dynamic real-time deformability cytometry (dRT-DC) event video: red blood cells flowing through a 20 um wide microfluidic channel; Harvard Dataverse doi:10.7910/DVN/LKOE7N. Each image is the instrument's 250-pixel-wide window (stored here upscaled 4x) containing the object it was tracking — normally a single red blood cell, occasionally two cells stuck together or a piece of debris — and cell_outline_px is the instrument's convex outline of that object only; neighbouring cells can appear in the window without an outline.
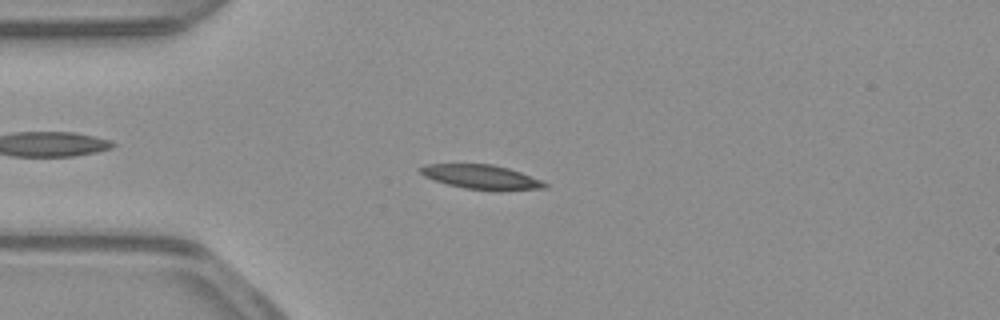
{"species": "common noctule bat (a hibernating species)", "species_latin": "Nyctalus noctula", "temperature_condition": "warm", "stored_images_in_passage": 47, "camera_frame_rate_fps": 3000, "um_per_image_px": 0.085, "animal": {"sex": "male", "body_mass_g": 23.1, "forearm_length_mm": 52.7}, "frame": {"image": 1, "passage_image": 8, "time_ms": 2.333, "image_size_px": [1000, 320], "cell_outline_px": [[548, 188], [500, 192], [492, 192], [464, 188], [448, 184], [424, 176], [420, 172], [420, 168], [424, 164], [492, 164], [508, 168], [520, 172], [540, 180], [548, 184]], "centroid_in_image_um": [40.97, 15.07], "position_along_channel_um": 44.0, "area_um2": 17.92}}
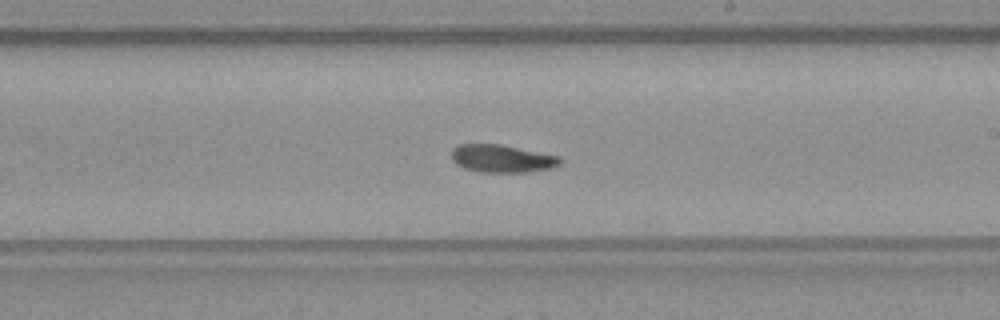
{"frame": {"image": 2, "passage_image": 25, "time_ms": 8.0, "image_size_px": [1000, 320], "cell_outline_px": [[564, 160], [560, 164], [552, 168], [528, 172], [480, 172], [464, 168], [456, 164], [452, 160], [452, 148], [460, 144], [500, 144], [560, 156]], "centroid_in_image_um": [42.69, 13.48], "position_along_channel_um": 246.3, "area_um2": 17.69}}
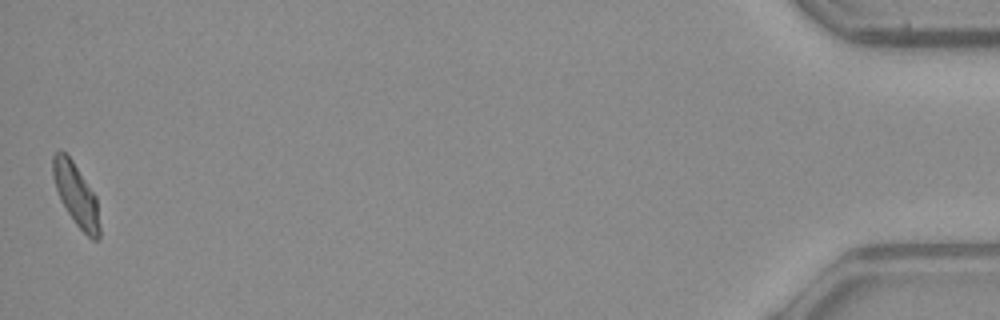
{"frame": {"image": 3, "passage_image": 47, "time_ms": 15.333, "image_size_px": [1000, 320], "cell_outline_px": [[100, 240], [92, 240], [76, 224], [60, 200], [52, 176], [52, 156], [60, 148], [72, 160], [96, 196], [100, 228]], "centroid_in_image_um": [6.46, 16.55], "position_along_channel_um": 428.7, "area_um2": 16.94}}